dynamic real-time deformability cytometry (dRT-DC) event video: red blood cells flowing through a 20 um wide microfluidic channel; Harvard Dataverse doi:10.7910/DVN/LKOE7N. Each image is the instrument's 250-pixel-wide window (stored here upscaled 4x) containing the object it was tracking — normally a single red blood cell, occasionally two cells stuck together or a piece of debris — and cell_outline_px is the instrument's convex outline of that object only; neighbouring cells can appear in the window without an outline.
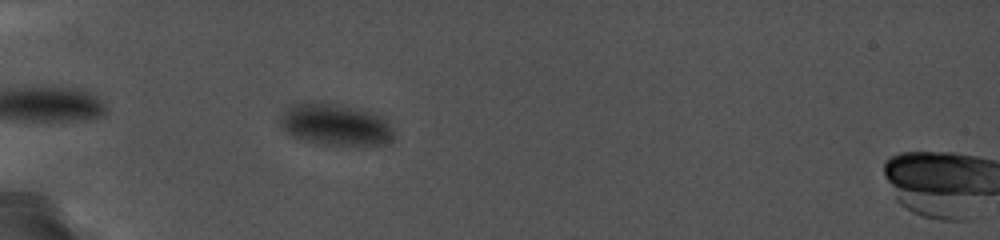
{"species": "common noctule bat (a hibernating species)", "species_latin": "Nyctalus noctula", "temperature_condition": "cold", "stored_images_in_passage": 75, "camera_frame_rate_fps": 5000, "um_per_image_px": 0.085, "animal": {"sex": "female", "body_mass_g": 19.0, "forearm_length_mm": 56.7}, "frame": {"image": 1, "passage_image": 7, "time_ms": 1.2, "image_size_px": [1000, 240], "cell_outline_px": [[396, 136], [388, 144], [364, 148], [356, 148], [316, 144], [292, 136], [284, 132], [280, 124], [280, 120], [284, 112], [300, 104], [304, 104], [340, 108], [364, 112], [388, 120], [396, 132]], "centroid_in_image_um": [28.63, 10.77], "position_along_channel_um": 56.4, "area_um2": 26.99}}
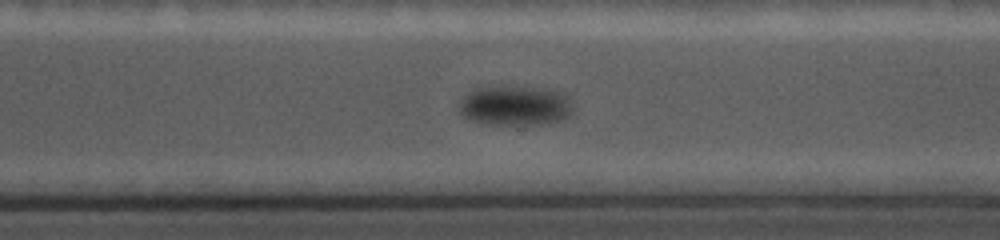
{"frame": {"image": 2, "passage_image": 54, "time_ms": 10.6, "image_size_px": [1000, 240], "cell_outline_px": [[572, 108], [568, 116], [564, 120], [540, 124], [492, 124], [472, 120], [464, 116], [460, 112], [460, 100], [468, 92], [484, 84], [504, 84], [556, 88], [564, 92]], "centroid_in_image_um": [43.79, 8.9], "position_along_channel_um": 326.8, "area_um2": 27.4}}
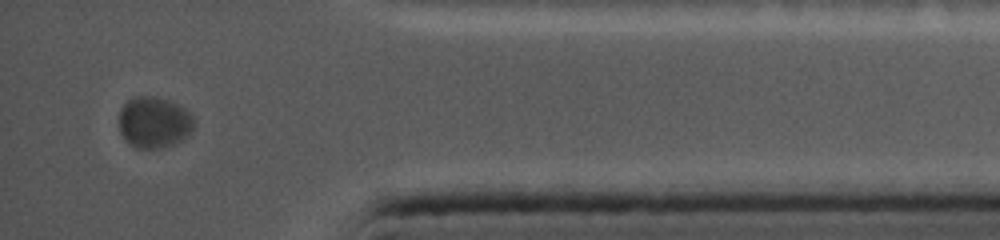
{"frame": {"image": 3, "passage_image": 71, "time_ms": 14.0, "image_size_px": [1000, 240], "cell_outline_px": [[196, 124], [192, 132], [188, 136], [172, 144], [160, 148], [136, 148], [120, 132], [120, 108], [128, 100], [136, 96], [152, 96], [168, 100], [180, 104], [196, 120]], "centroid_in_image_um": [13.14, 10.38], "position_along_channel_um": 422.1, "area_um2": 22.37}}